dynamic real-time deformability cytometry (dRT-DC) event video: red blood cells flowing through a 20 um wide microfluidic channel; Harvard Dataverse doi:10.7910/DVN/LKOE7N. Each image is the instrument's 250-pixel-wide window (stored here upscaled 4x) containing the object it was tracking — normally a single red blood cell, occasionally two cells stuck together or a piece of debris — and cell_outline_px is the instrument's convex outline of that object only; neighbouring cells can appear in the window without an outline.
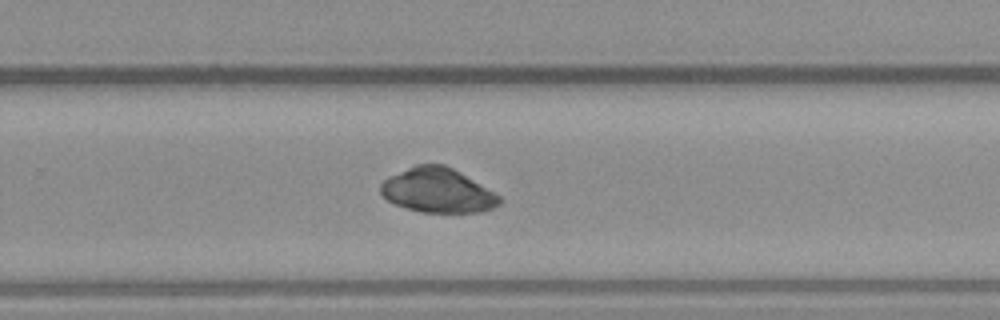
{"species": "common noctule bat (a hibernating species)", "species_latin": "Nyctalus noctula", "temperature_condition": "warm", "stored_images_in_passage": 47, "camera_frame_rate_fps": 3000, "um_per_image_px": 0.085, "animal": {"sex": "male", "body_mass_g": 23.1, "forearm_length_mm": 52.7}, "frame": {"image": 1, "passage_image": 34, "time_ms": 11.0, "image_size_px": [1000, 320], "cell_outline_px": [[504, 200], [500, 204], [484, 212], [420, 212], [396, 204], [388, 200], [380, 192], [380, 184], [388, 176], [416, 164], [444, 164], [460, 172], [500, 196]], "centroid_in_image_um": [37.2, 16.18], "position_along_channel_um": 292.6, "area_um2": 30.69}}